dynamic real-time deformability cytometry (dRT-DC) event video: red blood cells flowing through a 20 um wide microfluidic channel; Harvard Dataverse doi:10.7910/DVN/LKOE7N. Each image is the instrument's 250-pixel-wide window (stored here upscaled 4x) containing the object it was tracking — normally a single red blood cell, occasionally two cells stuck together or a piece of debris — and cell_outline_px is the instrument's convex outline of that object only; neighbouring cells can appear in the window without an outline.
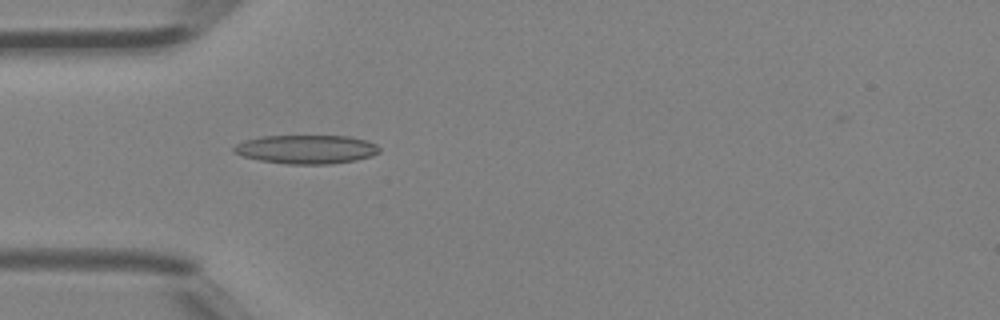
{"species": "Egyptian fruit bat (a non-hibernating species)", "species_latin": "Rousettus aegyptiacus", "temperature_condition": "room temperature", "stored_images_in_passage": 46, "camera_frame_rate_fps": 3000, "um_per_image_px": 0.085, "animal": {"sex": "female"}, "frame": {"image": 1, "passage_image": 14, "time_ms": 4.333, "image_size_px": [1000, 320], "cell_outline_px": [[380, 152], [372, 156], [356, 160], [332, 164], [284, 164], [260, 160], [240, 156], [232, 152], [232, 148], [236, 144], [244, 140], [260, 136], [348, 136], [368, 140], [376, 144], [380, 148]], "centroid_in_image_um": [26.03, 12.69], "position_along_channel_um": 59.0, "area_um2": 24.74}}
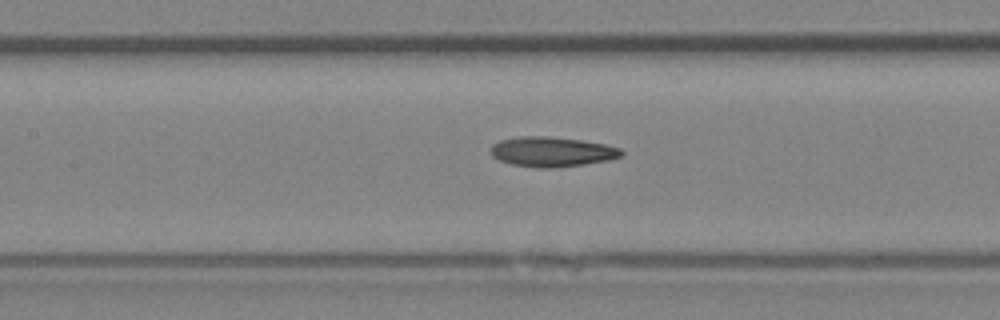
{"frame": {"image": 2, "passage_image": 21, "time_ms": 6.667, "image_size_px": [1000, 320], "cell_outline_px": [[624, 156], [608, 160], [584, 164], [556, 168], [536, 168], [512, 164], [500, 160], [492, 156], [492, 144], [500, 140], [520, 136], [548, 136], [580, 140], [604, 144], [620, 148], [624, 152]], "centroid_in_image_um": [46.93, 12.9], "position_along_channel_um": 160.5, "area_um2": 22.77}}
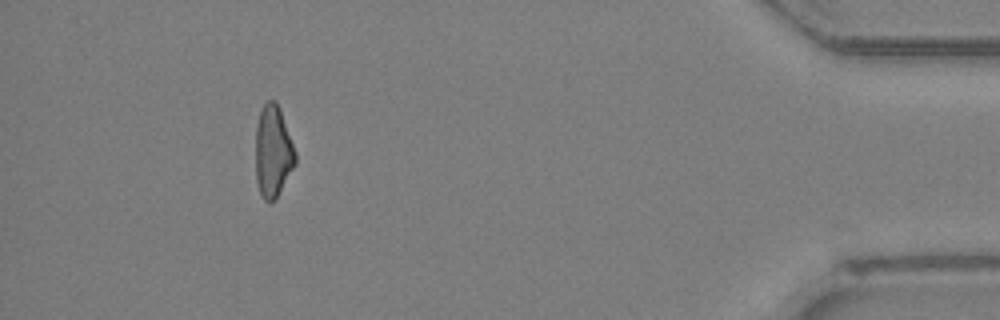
{"frame": {"image": 3, "passage_image": 42, "time_ms": 13.667, "image_size_px": [1000, 320], "cell_outline_px": [[296, 164], [276, 200], [264, 200], [260, 192], [256, 180], [256, 124], [260, 112], [264, 104], [268, 100], [276, 100], [280, 108], [296, 152]], "centroid_in_image_um": [23.22, 12.87], "position_along_channel_um": 412.0, "area_um2": 21.39}, "authors_computed_cell_mechanics": {"area_um2": 22.2819, "velocity_mm_per_s": 4.5008, "shape_relaxation_time_tau1_ms": 8.3094, "shape_relaxation_time_tau2_ms": 4.967, "deformation_change_tau1": 0.1864, "deformation_change_tau2": 0.1642}}